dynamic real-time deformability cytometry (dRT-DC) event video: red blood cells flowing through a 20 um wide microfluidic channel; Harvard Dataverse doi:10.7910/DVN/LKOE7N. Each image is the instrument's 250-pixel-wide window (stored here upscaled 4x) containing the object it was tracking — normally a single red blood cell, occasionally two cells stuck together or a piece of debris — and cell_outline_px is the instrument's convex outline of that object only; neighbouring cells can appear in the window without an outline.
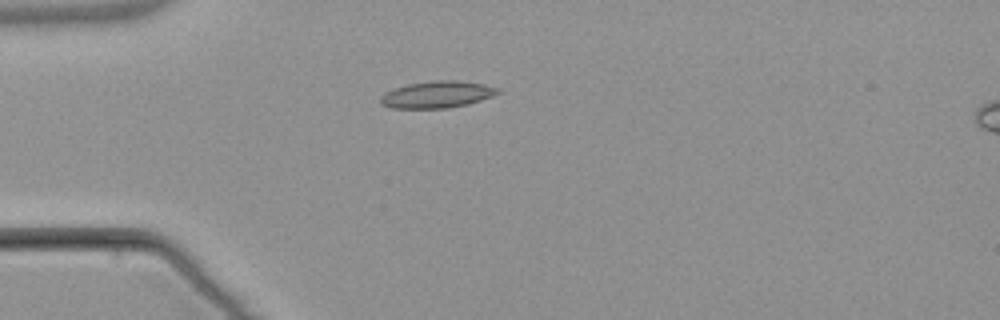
{"species": "common noctule bat (a hibernating species)", "species_latin": "Nyctalus noctula", "temperature_condition": "warm", "stored_images_in_passage": 2, "camera_frame_rate_fps": 3000, "um_per_image_px": 0.085, "animal": {"sex": "male", "body_mass_g": 21.5, "forearm_length_mm": 52.0}, "frame": {"image": 1, "passage_image": 2, "time_ms": 1.333, "image_size_px": [1000, 320], "cell_outline_px": [[500, 92], [492, 96], [468, 104], [448, 108], [392, 108], [380, 104], [380, 96], [384, 92], [408, 84], [432, 80], [452, 80], [484, 84], [500, 88]], "centroid_in_image_um": [37.14, 8.03], "position_along_channel_um": 47.9, "area_um2": 18.32}}